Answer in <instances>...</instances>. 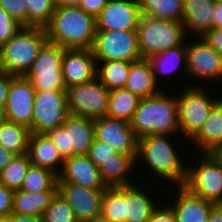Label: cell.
I'll return each mask as SVG.
<instances>
[{
  "label": "cell",
  "instance_id": "obj_1",
  "mask_svg": "<svg viewBox=\"0 0 222 222\" xmlns=\"http://www.w3.org/2000/svg\"><path fill=\"white\" fill-rule=\"evenodd\" d=\"M170 135H147L138 139L136 164L140 166L141 161L146 165L147 171L155 174L156 179L164 183H174V187L183 186L187 175L185 157L180 155L179 147L172 144ZM176 147V148H175ZM139 162V163H138ZM158 176V178H157ZM162 178V179H161Z\"/></svg>",
  "mask_w": 222,
  "mask_h": 222
},
{
  "label": "cell",
  "instance_id": "obj_2",
  "mask_svg": "<svg viewBox=\"0 0 222 222\" xmlns=\"http://www.w3.org/2000/svg\"><path fill=\"white\" fill-rule=\"evenodd\" d=\"M45 30L47 42L64 49H92L96 18L78 6L59 5Z\"/></svg>",
  "mask_w": 222,
  "mask_h": 222
},
{
  "label": "cell",
  "instance_id": "obj_3",
  "mask_svg": "<svg viewBox=\"0 0 222 222\" xmlns=\"http://www.w3.org/2000/svg\"><path fill=\"white\" fill-rule=\"evenodd\" d=\"M169 94L170 92L167 94V91L162 88L156 95L140 98L137 110L129 121L138 139L147 135L181 134L177 95Z\"/></svg>",
  "mask_w": 222,
  "mask_h": 222
},
{
  "label": "cell",
  "instance_id": "obj_4",
  "mask_svg": "<svg viewBox=\"0 0 222 222\" xmlns=\"http://www.w3.org/2000/svg\"><path fill=\"white\" fill-rule=\"evenodd\" d=\"M46 42L45 28L23 26L0 47V68L12 76H25Z\"/></svg>",
  "mask_w": 222,
  "mask_h": 222
},
{
  "label": "cell",
  "instance_id": "obj_5",
  "mask_svg": "<svg viewBox=\"0 0 222 222\" xmlns=\"http://www.w3.org/2000/svg\"><path fill=\"white\" fill-rule=\"evenodd\" d=\"M186 37L181 22L141 15L137 39L139 52L144 59L183 44Z\"/></svg>",
  "mask_w": 222,
  "mask_h": 222
},
{
  "label": "cell",
  "instance_id": "obj_6",
  "mask_svg": "<svg viewBox=\"0 0 222 222\" xmlns=\"http://www.w3.org/2000/svg\"><path fill=\"white\" fill-rule=\"evenodd\" d=\"M205 87V88H204ZM207 86H197L194 84L187 86L179 96L178 103V123L182 139L189 142L202 128L208 119L212 108L222 99V96L212 97Z\"/></svg>",
  "mask_w": 222,
  "mask_h": 222
},
{
  "label": "cell",
  "instance_id": "obj_7",
  "mask_svg": "<svg viewBox=\"0 0 222 222\" xmlns=\"http://www.w3.org/2000/svg\"><path fill=\"white\" fill-rule=\"evenodd\" d=\"M63 158L88 155L95 138L94 120L69 114L64 123L47 133Z\"/></svg>",
  "mask_w": 222,
  "mask_h": 222
},
{
  "label": "cell",
  "instance_id": "obj_8",
  "mask_svg": "<svg viewBox=\"0 0 222 222\" xmlns=\"http://www.w3.org/2000/svg\"><path fill=\"white\" fill-rule=\"evenodd\" d=\"M198 156L199 161H194V166H187L183 187L206 201L222 204L221 164L210 153H200Z\"/></svg>",
  "mask_w": 222,
  "mask_h": 222
},
{
  "label": "cell",
  "instance_id": "obj_9",
  "mask_svg": "<svg viewBox=\"0 0 222 222\" xmlns=\"http://www.w3.org/2000/svg\"><path fill=\"white\" fill-rule=\"evenodd\" d=\"M64 48L46 42L25 75L35 91H66L62 73Z\"/></svg>",
  "mask_w": 222,
  "mask_h": 222
},
{
  "label": "cell",
  "instance_id": "obj_10",
  "mask_svg": "<svg viewBox=\"0 0 222 222\" xmlns=\"http://www.w3.org/2000/svg\"><path fill=\"white\" fill-rule=\"evenodd\" d=\"M69 114L98 119L106 116L110 90L95 77L92 81L66 89Z\"/></svg>",
  "mask_w": 222,
  "mask_h": 222
},
{
  "label": "cell",
  "instance_id": "obj_11",
  "mask_svg": "<svg viewBox=\"0 0 222 222\" xmlns=\"http://www.w3.org/2000/svg\"><path fill=\"white\" fill-rule=\"evenodd\" d=\"M92 51L96 61H128L142 59L137 30L96 31Z\"/></svg>",
  "mask_w": 222,
  "mask_h": 222
},
{
  "label": "cell",
  "instance_id": "obj_12",
  "mask_svg": "<svg viewBox=\"0 0 222 222\" xmlns=\"http://www.w3.org/2000/svg\"><path fill=\"white\" fill-rule=\"evenodd\" d=\"M68 115L66 91H35L32 133L46 134L61 126Z\"/></svg>",
  "mask_w": 222,
  "mask_h": 222
},
{
  "label": "cell",
  "instance_id": "obj_13",
  "mask_svg": "<svg viewBox=\"0 0 222 222\" xmlns=\"http://www.w3.org/2000/svg\"><path fill=\"white\" fill-rule=\"evenodd\" d=\"M197 39L196 42L186 39L187 77L217 84L222 81V56L203 37Z\"/></svg>",
  "mask_w": 222,
  "mask_h": 222
},
{
  "label": "cell",
  "instance_id": "obj_14",
  "mask_svg": "<svg viewBox=\"0 0 222 222\" xmlns=\"http://www.w3.org/2000/svg\"><path fill=\"white\" fill-rule=\"evenodd\" d=\"M35 90L25 76H12L6 104L4 107L7 121L26 126L32 133Z\"/></svg>",
  "mask_w": 222,
  "mask_h": 222
},
{
  "label": "cell",
  "instance_id": "obj_15",
  "mask_svg": "<svg viewBox=\"0 0 222 222\" xmlns=\"http://www.w3.org/2000/svg\"><path fill=\"white\" fill-rule=\"evenodd\" d=\"M140 18L139 0H109L96 17V31L137 30Z\"/></svg>",
  "mask_w": 222,
  "mask_h": 222
},
{
  "label": "cell",
  "instance_id": "obj_16",
  "mask_svg": "<svg viewBox=\"0 0 222 222\" xmlns=\"http://www.w3.org/2000/svg\"><path fill=\"white\" fill-rule=\"evenodd\" d=\"M95 139L105 142L120 153L137 156L138 138L129 121L103 116L94 119Z\"/></svg>",
  "mask_w": 222,
  "mask_h": 222
},
{
  "label": "cell",
  "instance_id": "obj_17",
  "mask_svg": "<svg viewBox=\"0 0 222 222\" xmlns=\"http://www.w3.org/2000/svg\"><path fill=\"white\" fill-rule=\"evenodd\" d=\"M57 187L79 222H90L101 214L102 195L105 189H90L70 183H57Z\"/></svg>",
  "mask_w": 222,
  "mask_h": 222
},
{
  "label": "cell",
  "instance_id": "obj_18",
  "mask_svg": "<svg viewBox=\"0 0 222 222\" xmlns=\"http://www.w3.org/2000/svg\"><path fill=\"white\" fill-rule=\"evenodd\" d=\"M57 183H70L90 189H106L99 168L88 155H73L64 158Z\"/></svg>",
  "mask_w": 222,
  "mask_h": 222
},
{
  "label": "cell",
  "instance_id": "obj_19",
  "mask_svg": "<svg viewBox=\"0 0 222 222\" xmlns=\"http://www.w3.org/2000/svg\"><path fill=\"white\" fill-rule=\"evenodd\" d=\"M62 73L66 89L92 81L97 74V63L92 49H65Z\"/></svg>",
  "mask_w": 222,
  "mask_h": 222
},
{
  "label": "cell",
  "instance_id": "obj_20",
  "mask_svg": "<svg viewBox=\"0 0 222 222\" xmlns=\"http://www.w3.org/2000/svg\"><path fill=\"white\" fill-rule=\"evenodd\" d=\"M215 0H183L182 24L187 36L202 37L214 28ZM189 32V33H188Z\"/></svg>",
  "mask_w": 222,
  "mask_h": 222
},
{
  "label": "cell",
  "instance_id": "obj_21",
  "mask_svg": "<svg viewBox=\"0 0 222 222\" xmlns=\"http://www.w3.org/2000/svg\"><path fill=\"white\" fill-rule=\"evenodd\" d=\"M172 207L177 222H208L211 207L214 203L195 196L185 187L178 186Z\"/></svg>",
  "mask_w": 222,
  "mask_h": 222
},
{
  "label": "cell",
  "instance_id": "obj_22",
  "mask_svg": "<svg viewBox=\"0 0 222 222\" xmlns=\"http://www.w3.org/2000/svg\"><path fill=\"white\" fill-rule=\"evenodd\" d=\"M27 154L34 166H40L59 175L64 158L47 134L31 133L28 141Z\"/></svg>",
  "mask_w": 222,
  "mask_h": 222
},
{
  "label": "cell",
  "instance_id": "obj_23",
  "mask_svg": "<svg viewBox=\"0 0 222 222\" xmlns=\"http://www.w3.org/2000/svg\"><path fill=\"white\" fill-rule=\"evenodd\" d=\"M138 184L124 186L125 222H147L158 206V201L156 203V199L151 197L152 193L144 191Z\"/></svg>",
  "mask_w": 222,
  "mask_h": 222
},
{
  "label": "cell",
  "instance_id": "obj_24",
  "mask_svg": "<svg viewBox=\"0 0 222 222\" xmlns=\"http://www.w3.org/2000/svg\"><path fill=\"white\" fill-rule=\"evenodd\" d=\"M136 166V160L131 154L119 153L99 167L100 177L107 187L135 184L133 172Z\"/></svg>",
  "mask_w": 222,
  "mask_h": 222
},
{
  "label": "cell",
  "instance_id": "obj_25",
  "mask_svg": "<svg viewBox=\"0 0 222 222\" xmlns=\"http://www.w3.org/2000/svg\"><path fill=\"white\" fill-rule=\"evenodd\" d=\"M125 88L139 98L156 95L162 90L154 79L151 63L144 58L131 63Z\"/></svg>",
  "mask_w": 222,
  "mask_h": 222
},
{
  "label": "cell",
  "instance_id": "obj_26",
  "mask_svg": "<svg viewBox=\"0 0 222 222\" xmlns=\"http://www.w3.org/2000/svg\"><path fill=\"white\" fill-rule=\"evenodd\" d=\"M195 143V144H194ZM222 143V99L212 108L208 119L190 140L199 153H209Z\"/></svg>",
  "mask_w": 222,
  "mask_h": 222
},
{
  "label": "cell",
  "instance_id": "obj_27",
  "mask_svg": "<svg viewBox=\"0 0 222 222\" xmlns=\"http://www.w3.org/2000/svg\"><path fill=\"white\" fill-rule=\"evenodd\" d=\"M149 62L151 63L154 79L157 82V84L161 83L158 80L161 75L162 77L168 76V74H174L179 67L184 65L182 68V71L187 76V53H186V41L175 47L168 49L164 52L158 53L156 55L151 56L148 58ZM182 64V65H181ZM161 74V75H160ZM159 75V76H158ZM164 75V76H163Z\"/></svg>",
  "mask_w": 222,
  "mask_h": 222
},
{
  "label": "cell",
  "instance_id": "obj_28",
  "mask_svg": "<svg viewBox=\"0 0 222 222\" xmlns=\"http://www.w3.org/2000/svg\"><path fill=\"white\" fill-rule=\"evenodd\" d=\"M58 191L27 192L14 190L12 213L42 217Z\"/></svg>",
  "mask_w": 222,
  "mask_h": 222
},
{
  "label": "cell",
  "instance_id": "obj_29",
  "mask_svg": "<svg viewBox=\"0 0 222 222\" xmlns=\"http://www.w3.org/2000/svg\"><path fill=\"white\" fill-rule=\"evenodd\" d=\"M30 134L28 127L5 120L0 124V146L15 155L26 154Z\"/></svg>",
  "mask_w": 222,
  "mask_h": 222
},
{
  "label": "cell",
  "instance_id": "obj_30",
  "mask_svg": "<svg viewBox=\"0 0 222 222\" xmlns=\"http://www.w3.org/2000/svg\"><path fill=\"white\" fill-rule=\"evenodd\" d=\"M140 98L126 88L110 90L106 116L130 121L137 110Z\"/></svg>",
  "mask_w": 222,
  "mask_h": 222
},
{
  "label": "cell",
  "instance_id": "obj_31",
  "mask_svg": "<svg viewBox=\"0 0 222 222\" xmlns=\"http://www.w3.org/2000/svg\"><path fill=\"white\" fill-rule=\"evenodd\" d=\"M96 77L109 90L125 88L132 62L96 61Z\"/></svg>",
  "mask_w": 222,
  "mask_h": 222
},
{
  "label": "cell",
  "instance_id": "obj_32",
  "mask_svg": "<svg viewBox=\"0 0 222 222\" xmlns=\"http://www.w3.org/2000/svg\"><path fill=\"white\" fill-rule=\"evenodd\" d=\"M141 15L182 22L183 0H139Z\"/></svg>",
  "mask_w": 222,
  "mask_h": 222
},
{
  "label": "cell",
  "instance_id": "obj_33",
  "mask_svg": "<svg viewBox=\"0 0 222 222\" xmlns=\"http://www.w3.org/2000/svg\"><path fill=\"white\" fill-rule=\"evenodd\" d=\"M57 182V174L49 169L31 164L20 189L32 193L58 191Z\"/></svg>",
  "mask_w": 222,
  "mask_h": 222
},
{
  "label": "cell",
  "instance_id": "obj_34",
  "mask_svg": "<svg viewBox=\"0 0 222 222\" xmlns=\"http://www.w3.org/2000/svg\"><path fill=\"white\" fill-rule=\"evenodd\" d=\"M30 166L31 161L27 153L15 155L0 173V183L12 190L20 189Z\"/></svg>",
  "mask_w": 222,
  "mask_h": 222
},
{
  "label": "cell",
  "instance_id": "obj_35",
  "mask_svg": "<svg viewBox=\"0 0 222 222\" xmlns=\"http://www.w3.org/2000/svg\"><path fill=\"white\" fill-rule=\"evenodd\" d=\"M101 214L112 222H125L124 186L107 187L104 190Z\"/></svg>",
  "mask_w": 222,
  "mask_h": 222
},
{
  "label": "cell",
  "instance_id": "obj_36",
  "mask_svg": "<svg viewBox=\"0 0 222 222\" xmlns=\"http://www.w3.org/2000/svg\"><path fill=\"white\" fill-rule=\"evenodd\" d=\"M27 26L45 28L54 13L55 5L51 0H26Z\"/></svg>",
  "mask_w": 222,
  "mask_h": 222
},
{
  "label": "cell",
  "instance_id": "obj_37",
  "mask_svg": "<svg viewBox=\"0 0 222 222\" xmlns=\"http://www.w3.org/2000/svg\"><path fill=\"white\" fill-rule=\"evenodd\" d=\"M45 222H79L68 202L57 192L42 215Z\"/></svg>",
  "mask_w": 222,
  "mask_h": 222
},
{
  "label": "cell",
  "instance_id": "obj_38",
  "mask_svg": "<svg viewBox=\"0 0 222 222\" xmlns=\"http://www.w3.org/2000/svg\"><path fill=\"white\" fill-rule=\"evenodd\" d=\"M119 153L120 152L109 144L94 138L93 143L90 146L88 156L99 168L103 163L112 160V158Z\"/></svg>",
  "mask_w": 222,
  "mask_h": 222
},
{
  "label": "cell",
  "instance_id": "obj_39",
  "mask_svg": "<svg viewBox=\"0 0 222 222\" xmlns=\"http://www.w3.org/2000/svg\"><path fill=\"white\" fill-rule=\"evenodd\" d=\"M22 27L0 7V47L11 40Z\"/></svg>",
  "mask_w": 222,
  "mask_h": 222
},
{
  "label": "cell",
  "instance_id": "obj_40",
  "mask_svg": "<svg viewBox=\"0 0 222 222\" xmlns=\"http://www.w3.org/2000/svg\"><path fill=\"white\" fill-rule=\"evenodd\" d=\"M26 0H0V7L22 26H27Z\"/></svg>",
  "mask_w": 222,
  "mask_h": 222
},
{
  "label": "cell",
  "instance_id": "obj_41",
  "mask_svg": "<svg viewBox=\"0 0 222 222\" xmlns=\"http://www.w3.org/2000/svg\"><path fill=\"white\" fill-rule=\"evenodd\" d=\"M158 206L154 209L150 219L147 222H177L172 207L168 204Z\"/></svg>",
  "mask_w": 222,
  "mask_h": 222
},
{
  "label": "cell",
  "instance_id": "obj_42",
  "mask_svg": "<svg viewBox=\"0 0 222 222\" xmlns=\"http://www.w3.org/2000/svg\"><path fill=\"white\" fill-rule=\"evenodd\" d=\"M14 190L0 183V216L12 213Z\"/></svg>",
  "mask_w": 222,
  "mask_h": 222
},
{
  "label": "cell",
  "instance_id": "obj_43",
  "mask_svg": "<svg viewBox=\"0 0 222 222\" xmlns=\"http://www.w3.org/2000/svg\"><path fill=\"white\" fill-rule=\"evenodd\" d=\"M108 1L109 0H81L78 7L85 13L96 18L100 14L101 10L107 5Z\"/></svg>",
  "mask_w": 222,
  "mask_h": 222
},
{
  "label": "cell",
  "instance_id": "obj_44",
  "mask_svg": "<svg viewBox=\"0 0 222 222\" xmlns=\"http://www.w3.org/2000/svg\"><path fill=\"white\" fill-rule=\"evenodd\" d=\"M203 39L222 56V29L213 28L207 31Z\"/></svg>",
  "mask_w": 222,
  "mask_h": 222
},
{
  "label": "cell",
  "instance_id": "obj_45",
  "mask_svg": "<svg viewBox=\"0 0 222 222\" xmlns=\"http://www.w3.org/2000/svg\"><path fill=\"white\" fill-rule=\"evenodd\" d=\"M11 75L0 68V107L4 108L10 86Z\"/></svg>",
  "mask_w": 222,
  "mask_h": 222
},
{
  "label": "cell",
  "instance_id": "obj_46",
  "mask_svg": "<svg viewBox=\"0 0 222 222\" xmlns=\"http://www.w3.org/2000/svg\"><path fill=\"white\" fill-rule=\"evenodd\" d=\"M214 28L222 29V3L215 0V7L213 10Z\"/></svg>",
  "mask_w": 222,
  "mask_h": 222
},
{
  "label": "cell",
  "instance_id": "obj_47",
  "mask_svg": "<svg viewBox=\"0 0 222 222\" xmlns=\"http://www.w3.org/2000/svg\"><path fill=\"white\" fill-rule=\"evenodd\" d=\"M15 154L0 146V173L11 162Z\"/></svg>",
  "mask_w": 222,
  "mask_h": 222
},
{
  "label": "cell",
  "instance_id": "obj_48",
  "mask_svg": "<svg viewBox=\"0 0 222 222\" xmlns=\"http://www.w3.org/2000/svg\"><path fill=\"white\" fill-rule=\"evenodd\" d=\"M42 217L11 213V222H40Z\"/></svg>",
  "mask_w": 222,
  "mask_h": 222
},
{
  "label": "cell",
  "instance_id": "obj_49",
  "mask_svg": "<svg viewBox=\"0 0 222 222\" xmlns=\"http://www.w3.org/2000/svg\"><path fill=\"white\" fill-rule=\"evenodd\" d=\"M208 222H222V204H214L211 207Z\"/></svg>",
  "mask_w": 222,
  "mask_h": 222
},
{
  "label": "cell",
  "instance_id": "obj_50",
  "mask_svg": "<svg viewBox=\"0 0 222 222\" xmlns=\"http://www.w3.org/2000/svg\"><path fill=\"white\" fill-rule=\"evenodd\" d=\"M222 165V143L209 152Z\"/></svg>",
  "mask_w": 222,
  "mask_h": 222
},
{
  "label": "cell",
  "instance_id": "obj_51",
  "mask_svg": "<svg viewBox=\"0 0 222 222\" xmlns=\"http://www.w3.org/2000/svg\"><path fill=\"white\" fill-rule=\"evenodd\" d=\"M90 222H112V221L107 217H104L102 214H99Z\"/></svg>",
  "mask_w": 222,
  "mask_h": 222
},
{
  "label": "cell",
  "instance_id": "obj_52",
  "mask_svg": "<svg viewBox=\"0 0 222 222\" xmlns=\"http://www.w3.org/2000/svg\"><path fill=\"white\" fill-rule=\"evenodd\" d=\"M80 1L81 0H65V3L63 5L78 6Z\"/></svg>",
  "mask_w": 222,
  "mask_h": 222
},
{
  "label": "cell",
  "instance_id": "obj_53",
  "mask_svg": "<svg viewBox=\"0 0 222 222\" xmlns=\"http://www.w3.org/2000/svg\"><path fill=\"white\" fill-rule=\"evenodd\" d=\"M0 222H11V214L0 216Z\"/></svg>",
  "mask_w": 222,
  "mask_h": 222
},
{
  "label": "cell",
  "instance_id": "obj_54",
  "mask_svg": "<svg viewBox=\"0 0 222 222\" xmlns=\"http://www.w3.org/2000/svg\"><path fill=\"white\" fill-rule=\"evenodd\" d=\"M6 120L4 108L0 107V124Z\"/></svg>",
  "mask_w": 222,
  "mask_h": 222
},
{
  "label": "cell",
  "instance_id": "obj_55",
  "mask_svg": "<svg viewBox=\"0 0 222 222\" xmlns=\"http://www.w3.org/2000/svg\"><path fill=\"white\" fill-rule=\"evenodd\" d=\"M55 6L63 5L65 0H51Z\"/></svg>",
  "mask_w": 222,
  "mask_h": 222
}]
</instances>
